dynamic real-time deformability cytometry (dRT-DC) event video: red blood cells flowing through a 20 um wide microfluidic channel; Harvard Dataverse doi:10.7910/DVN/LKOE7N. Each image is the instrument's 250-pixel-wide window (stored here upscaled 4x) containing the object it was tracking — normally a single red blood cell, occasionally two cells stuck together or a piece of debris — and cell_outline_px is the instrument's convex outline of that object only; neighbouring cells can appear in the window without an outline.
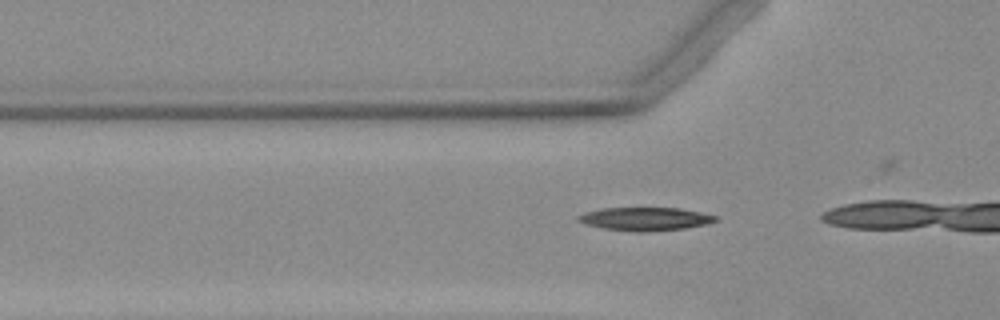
{"species": "Egyptian fruit bat (a non-hibernating species)", "species_latin": "Rousettus aegyptiacus", "temperature_condition": "warm", "stored_images_in_passage": 12, "camera_frame_rate_fps": 3000, "um_per_image_px": 0.085, "animal": {"sex": "female"}, "frame": {"image": 1, "passage_image": 6, "time_ms": 1.667, "image_size_px": [1000, 320], "cell_outline_px": [[720, 220], [708, 224], [684, 228], [648, 232], [636, 232], [604, 228], [584, 224], [576, 220], [576, 216], [584, 212], [600, 208], [680, 208], [720, 216]], "centroid_in_image_um": [54.86, 18.61], "position_along_channel_um": 70.9, "area_um2": 18.9}}